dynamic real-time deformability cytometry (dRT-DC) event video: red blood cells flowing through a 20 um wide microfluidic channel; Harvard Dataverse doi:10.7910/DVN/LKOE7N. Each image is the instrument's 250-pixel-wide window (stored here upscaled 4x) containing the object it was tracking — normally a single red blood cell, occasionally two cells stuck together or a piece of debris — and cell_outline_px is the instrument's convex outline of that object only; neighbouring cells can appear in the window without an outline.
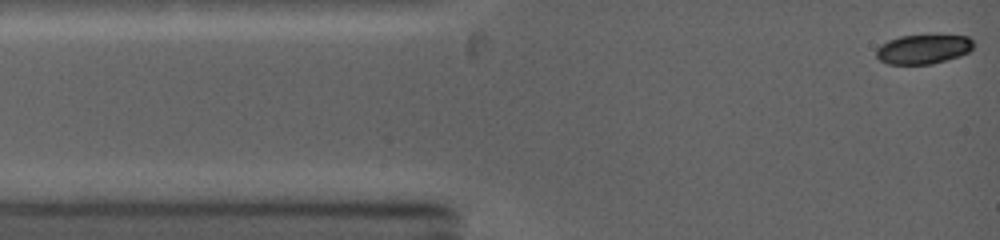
{"species": "common noctule bat (a hibernating species)", "species_latin": "Nyctalus noctula", "temperature_condition": "warm", "stored_images_in_passage": 37, "camera_frame_rate_fps": 5000, "um_per_image_px": 0.085, "animal": {"sex": "female", "body_mass_g": 19.0, "forearm_length_mm": 53.3}, "frame": {"image": 1, "passage_image": 1, "time_ms": 0.0, "image_size_px": [1000, 240], "cell_outline_px": [[972, 48], [968, 52], [960, 56], [932, 64], [888, 64], [880, 60], [876, 56], [876, 48], [880, 44], [888, 40], [900, 36], [968, 36], [972, 40]], "centroid_in_image_um": [78.43, 4.19], "position_along_channel_um": 6.6, "area_um2": 16.47}}
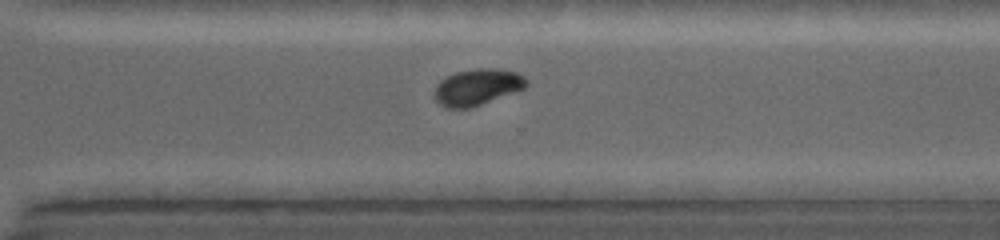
{"frame": {"image": 2, "passage_image": 29, "time_ms": 9.0, "image_size_px": [1000, 240], "cell_outline_px": [[528, 84], [524, 88], [480, 104], [468, 108], [448, 108], [440, 104], [436, 100], [436, 84], [440, 80], [456, 72], [476, 68], [496, 68], [516, 72], [524, 76], [528, 80]], "centroid_in_image_um": [40.58, 7.38], "position_along_channel_um": 330.0, "area_um2": 19.13}}
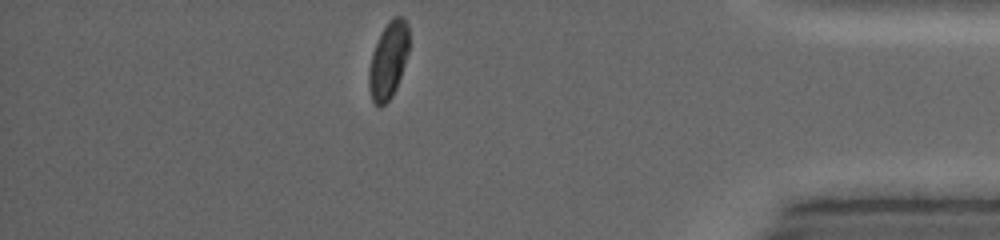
{"frame": {"image": 3, "passage_image": 37, "time_ms": 11.6, "image_size_px": [1000, 240], "cell_outline_px": [[408, 52], [396, 88], [392, 96], [380, 108], [372, 100], [368, 88], [368, 68], [372, 52], [388, 20], [392, 16], [404, 16], [408, 24]], "centroid_in_image_um": [32.99, 5.11], "position_along_channel_um": 402.2, "area_um2": 17.92}, "authors_computed_cell_mechanics": {"area_um2": 19.5942, "velocity_mm_per_s": 4.2319, "shape_relaxation_time_tau1_ms": 3.0342, "shape_relaxation_time_tau2_ms": 3.5781, "deformation_change_tau1": 0.1429, "deformation_change_tau2": 0.0373}}